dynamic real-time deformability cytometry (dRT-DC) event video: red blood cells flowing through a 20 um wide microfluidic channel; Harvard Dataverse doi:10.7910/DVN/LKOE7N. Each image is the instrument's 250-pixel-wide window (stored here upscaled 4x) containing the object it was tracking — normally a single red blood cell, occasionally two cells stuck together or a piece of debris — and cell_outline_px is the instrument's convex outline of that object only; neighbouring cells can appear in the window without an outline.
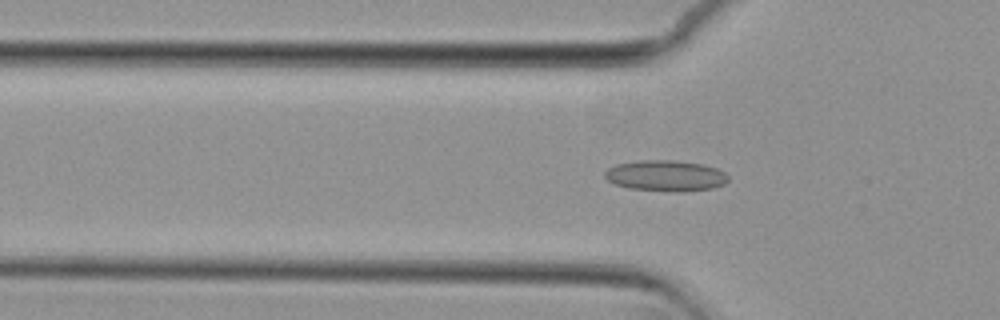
{"species": "common noctule bat (a hibernating species)", "species_latin": "Nyctalus noctula", "temperature_condition": "cold", "stored_images_in_passage": 47, "camera_frame_rate_fps": 3000, "um_per_image_px": 0.085, "animal": {"sex": "female", "body_mass_g": 29.2, "forearm_length_mm": 56.3}, "frame": {"image": 1, "passage_image": 10, "time_ms": 3.0, "image_size_px": [1000, 320], "cell_outline_px": [[728, 180], [724, 184], [712, 188], [680, 192], [676, 192], [632, 188], [616, 184], [608, 180], [604, 176], [604, 172], [608, 168], [616, 164], [640, 160], [672, 160], [704, 164], [716, 168], [724, 172], [728, 176]], "centroid_in_image_um": [56.59, 14.93], "position_along_channel_um": 69.2, "area_um2": 22.14}}
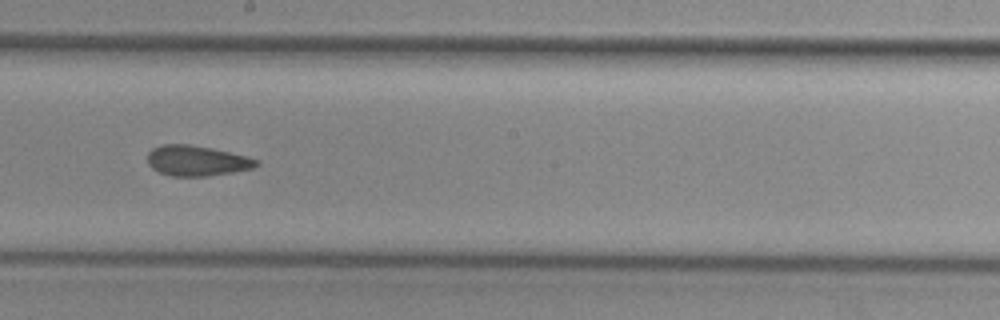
{"frame": {"image": 2, "passage_image": 23, "time_ms": 7.333, "image_size_px": [1000, 320], "cell_outline_px": [[260, 164], [252, 168], [232, 172], [208, 176], [172, 176], [160, 172], [152, 168], [148, 164], [148, 152], [152, 148], [160, 144], [188, 144], [212, 148], [248, 156], [260, 160]], "centroid_in_image_um": [16.73, 13.65], "position_along_channel_um": 231.5, "area_um2": 19.36}}
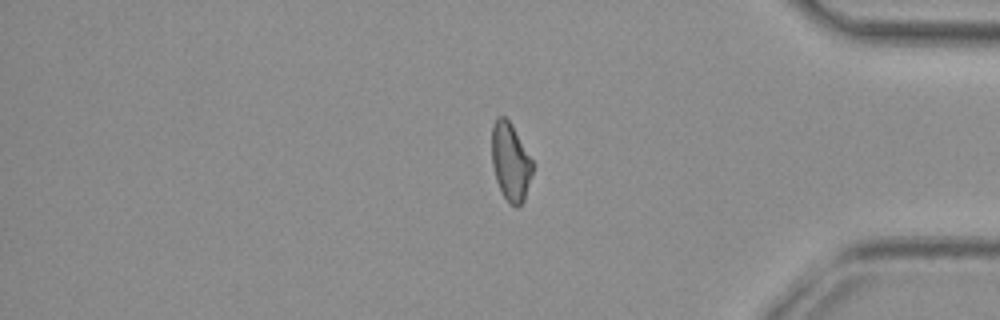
{"frame": {"image": 3, "passage_image": 38, "time_ms": 12.333, "image_size_px": [1000, 320], "cell_outline_px": [[532, 172], [524, 200], [516, 208], [508, 204], [496, 180], [492, 164], [492, 124], [496, 116], [504, 116], [512, 124], [532, 160]], "centroid_in_image_um": [43.37, 13.74], "position_along_channel_um": 391.8, "area_um2": 18.44}, "authors_computed_cell_mechanics": {"area_um2": 19.5942, "velocity_mm_per_s": 3.7362, "shape_relaxation_time_tau1_ms": null, "shape_relaxation_time_tau2_ms": 4.1058, "deformation_change_tau1": null, "deformation_change_tau2": 0.1085}}